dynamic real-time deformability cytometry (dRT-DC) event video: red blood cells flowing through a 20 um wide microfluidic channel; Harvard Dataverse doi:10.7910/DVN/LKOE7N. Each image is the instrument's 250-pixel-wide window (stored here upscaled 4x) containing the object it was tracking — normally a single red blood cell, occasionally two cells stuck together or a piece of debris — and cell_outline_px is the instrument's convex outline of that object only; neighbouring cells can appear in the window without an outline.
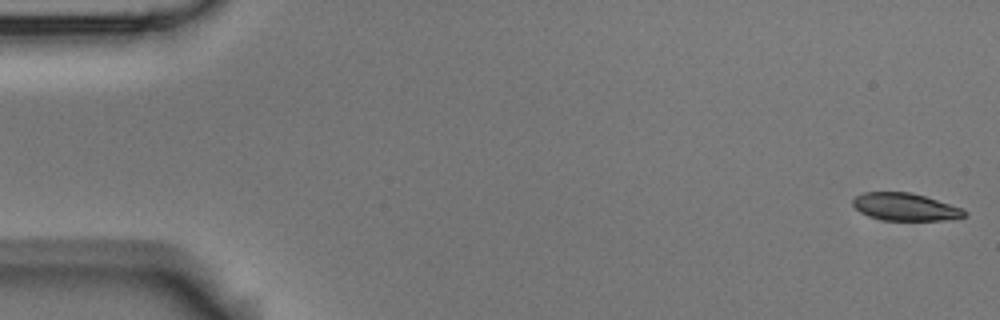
{"species": "Egyptian fruit bat (a non-hibernating species)", "species_latin": "Rousettus aegyptiacus", "temperature_condition": "room temperature", "stored_images_in_passage": 6, "camera_frame_rate_fps": 3000, "um_per_image_px": 0.085, "animal": {"sex": "male"}, "frame": {"image": 1, "passage_image": 1, "time_ms": 0.0, "image_size_px": [1000, 320], "cell_outline_px": [[968, 216], [956, 220], [880, 220], [868, 216], [860, 212], [852, 204], [852, 200], [856, 196], [864, 192], [912, 192], [964, 208], [968, 212]], "centroid_in_image_um": [77.01, 17.6], "position_along_channel_um": 8.0, "area_um2": 18.26}}
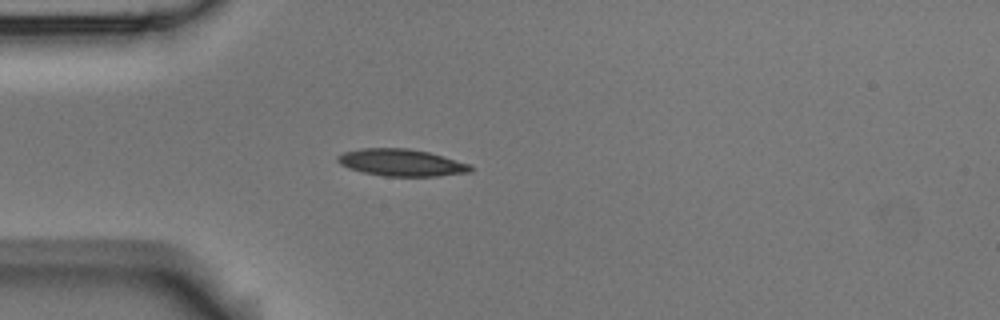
{"frame": {"image": 2, "passage_image": 5, "time_ms": 1.333, "image_size_px": [1000, 320], "cell_outline_px": [[472, 172], [436, 176], [384, 176], [364, 172], [348, 168], [340, 164], [336, 160], [336, 156], [344, 152], [360, 148], [408, 148], [428, 152], [444, 156], [468, 164], [472, 168]], "centroid_in_image_um": [34.09, 13.81], "position_along_channel_um": 50.9, "area_um2": 20.87}}